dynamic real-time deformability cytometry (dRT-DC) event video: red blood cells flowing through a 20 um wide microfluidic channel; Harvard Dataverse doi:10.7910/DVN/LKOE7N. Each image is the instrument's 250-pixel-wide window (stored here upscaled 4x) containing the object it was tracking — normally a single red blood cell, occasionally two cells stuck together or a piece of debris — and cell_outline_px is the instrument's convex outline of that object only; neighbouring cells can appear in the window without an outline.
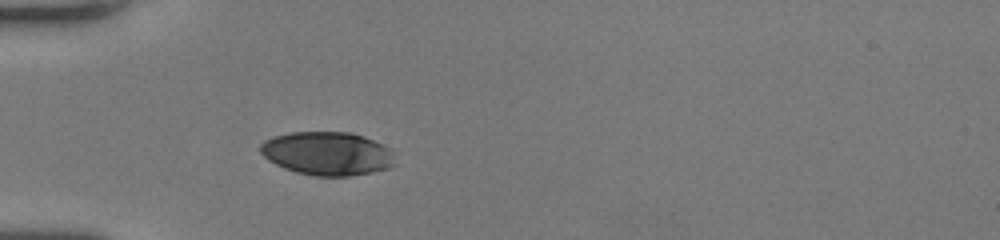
{"species": "human", "species_latin": "Homo sapiens", "temperature_condition": "room temperature", "stored_images_in_passage": 36, "camera_frame_rate_fps": 3000, "um_per_image_px": 0.085, "donor": {"sex": "female"}, "frame": {"image": 1, "passage_image": 1, "time_ms": 0.0, "image_size_px": [1000, 240], "cell_outline_px": [[396, 164], [388, 168], [372, 172], [348, 176], [312, 176], [296, 172], [284, 168], [268, 160], [260, 152], [260, 144], [264, 140], [272, 136], [292, 132], [348, 132], [364, 136], [384, 144], [392, 152]], "centroid_in_image_um": [27.82, 13.04], "position_along_channel_um": 57.2, "area_um2": 34.33}}
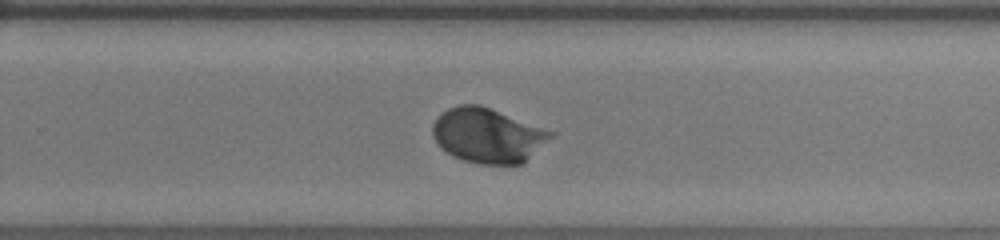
{"frame": {"image": 2, "passage_image": 19, "time_ms": 6.0, "image_size_px": [1000, 240], "cell_outline_px": [[556, 136], [524, 164], [476, 164], [460, 160], [452, 156], [440, 148], [436, 144], [432, 136], [432, 124], [448, 108], [460, 104], [480, 104], [556, 132]], "centroid_in_image_um": [41.5, 11.53], "position_along_channel_um": 288.3, "area_um2": 38.44}}
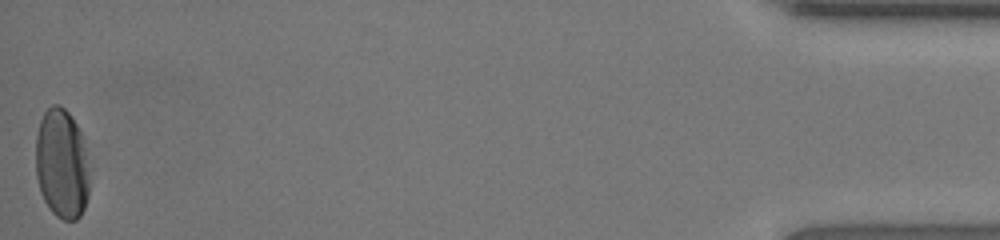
{"frame": {"image": 3, "passage_image": 36, "time_ms": 11.667, "image_size_px": [1000, 240], "cell_outline_px": [[88, 196], [84, 208], [80, 216], [76, 220], [64, 220], [56, 216], [52, 212], [44, 200], [40, 192], [36, 176], [36, 136], [40, 120], [44, 112], [52, 104], [60, 104], [72, 116], [80, 132], [84, 148], [88, 176]], "centroid_in_image_um": [5.22, 13.93], "position_along_channel_um": 430.0, "area_um2": 34.28}, "authors_computed_cell_mechanics": {"area_um2": 35.5181, "velocity_mm_per_s": 4.0451, "shape_relaxation_time_tau1_ms": 2.1686, "shape_relaxation_time_tau2_ms": null, "deformation_change_tau1": 0.1437, "deformation_change_tau2": null}}